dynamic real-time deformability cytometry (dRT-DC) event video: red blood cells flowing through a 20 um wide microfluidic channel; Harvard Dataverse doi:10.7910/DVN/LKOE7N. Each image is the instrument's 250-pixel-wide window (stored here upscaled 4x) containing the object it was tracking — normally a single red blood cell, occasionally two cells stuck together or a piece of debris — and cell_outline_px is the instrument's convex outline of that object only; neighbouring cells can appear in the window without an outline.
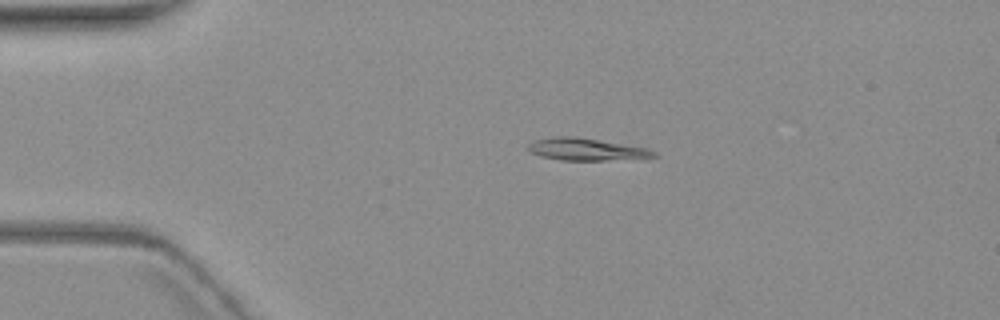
{"species": "common noctule bat (a hibernating species)", "species_latin": "Nyctalus noctula", "temperature_condition": "warm", "stored_images_in_passage": 6, "camera_frame_rate_fps": 3000, "um_per_image_px": 0.085, "animal": {"sex": "female", "body_mass_g": 19.3, "forearm_length_mm": 54.1}, "frame": {"image": 1, "passage_image": 4, "time_ms": 3.667, "image_size_px": [1000, 320], "cell_outline_px": [[660, 156], [648, 160], [560, 160], [540, 156], [528, 152], [528, 144], [536, 140], [556, 136], [572, 136], [644, 148], [656, 152]], "centroid_in_image_um": [49.91, 12.73], "position_along_channel_um": 35.1, "area_um2": 16.42}}
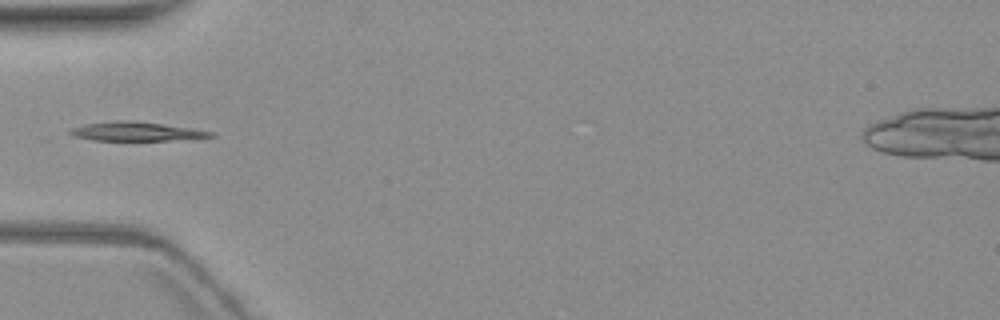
{"frame": {"image": 2, "passage_image": 6, "time_ms": 6.0, "image_size_px": [1000, 320], "cell_outline_px": [[216, 136], [168, 140], [92, 140], [76, 136], [68, 132], [68, 128], [84, 124], [112, 120], [132, 120], [192, 128], [212, 132]], "centroid_in_image_um": [11.49, 11.15], "position_along_channel_um": 73.5, "area_um2": 15.43}}